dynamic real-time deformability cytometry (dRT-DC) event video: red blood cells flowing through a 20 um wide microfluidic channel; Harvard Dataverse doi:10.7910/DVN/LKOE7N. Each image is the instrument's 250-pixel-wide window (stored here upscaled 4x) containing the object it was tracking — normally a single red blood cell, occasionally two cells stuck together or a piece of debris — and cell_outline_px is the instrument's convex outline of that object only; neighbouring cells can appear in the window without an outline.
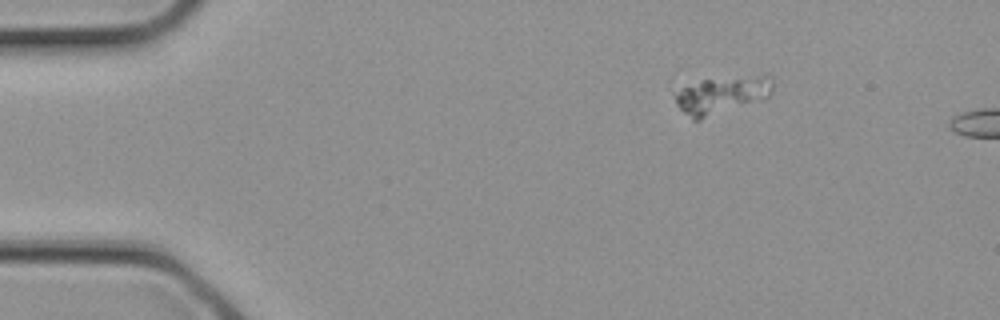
{"species": "common noctule bat (a hibernating species)", "species_latin": "Nyctalus noctula", "temperature_condition": "cold", "stored_images_in_passage": 4, "camera_frame_rate_fps": 3000, "um_per_image_px": 0.085, "animal": {"sex": "female", "body_mass_g": 21.9}, "frame": {"image": 1, "passage_image": 1, "time_ms": 0.0, "image_size_px": [1000, 320], "cell_outline_px": [[772, 92], [764, 100], [700, 120], [692, 120], [676, 104], [676, 96], [684, 88], [704, 80], [768, 72], [772, 76]], "centroid_in_image_um": [61.51, 8.06], "position_along_channel_um": 23.5, "area_um2": 21.56}}